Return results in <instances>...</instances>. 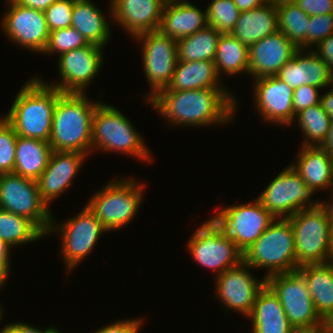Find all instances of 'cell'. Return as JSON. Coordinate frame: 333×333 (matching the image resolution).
Here are the masks:
<instances>
[{
	"label": "cell",
	"mask_w": 333,
	"mask_h": 333,
	"mask_svg": "<svg viewBox=\"0 0 333 333\" xmlns=\"http://www.w3.org/2000/svg\"><path fill=\"white\" fill-rule=\"evenodd\" d=\"M227 88L160 91L149 101L166 125L189 127L225 126L235 118L237 98Z\"/></svg>",
	"instance_id": "6da1fadb"
},
{
	"label": "cell",
	"mask_w": 333,
	"mask_h": 333,
	"mask_svg": "<svg viewBox=\"0 0 333 333\" xmlns=\"http://www.w3.org/2000/svg\"><path fill=\"white\" fill-rule=\"evenodd\" d=\"M62 93L37 76L26 81L3 117L17 136L49 142L53 112Z\"/></svg>",
	"instance_id": "7a4b0ae2"
},
{
	"label": "cell",
	"mask_w": 333,
	"mask_h": 333,
	"mask_svg": "<svg viewBox=\"0 0 333 333\" xmlns=\"http://www.w3.org/2000/svg\"><path fill=\"white\" fill-rule=\"evenodd\" d=\"M99 102L86 93H62L53 112L51 149L92 154V117Z\"/></svg>",
	"instance_id": "3957f363"
},
{
	"label": "cell",
	"mask_w": 333,
	"mask_h": 333,
	"mask_svg": "<svg viewBox=\"0 0 333 333\" xmlns=\"http://www.w3.org/2000/svg\"><path fill=\"white\" fill-rule=\"evenodd\" d=\"M139 134L124 113L100 100L92 117L93 152H117L152 164L150 148Z\"/></svg>",
	"instance_id": "277c9868"
},
{
	"label": "cell",
	"mask_w": 333,
	"mask_h": 333,
	"mask_svg": "<svg viewBox=\"0 0 333 333\" xmlns=\"http://www.w3.org/2000/svg\"><path fill=\"white\" fill-rule=\"evenodd\" d=\"M145 187L146 183L132 177L112 178L100 191H95L96 194H92L85 204L108 232L116 231L130 225L138 215Z\"/></svg>",
	"instance_id": "5b68a950"
},
{
	"label": "cell",
	"mask_w": 333,
	"mask_h": 333,
	"mask_svg": "<svg viewBox=\"0 0 333 333\" xmlns=\"http://www.w3.org/2000/svg\"><path fill=\"white\" fill-rule=\"evenodd\" d=\"M332 214L333 206L328 200L287 218L293 227L296 263L299 266L329 262Z\"/></svg>",
	"instance_id": "8992f818"
},
{
	"label": "cell",
	"mask_w": 333,
	"mask_h": 333,
	"mask_svg": "<svg viewBox=\"0 0 333 333\" xmlns=\"http://www.w3.org/2000/svg\"><path fill=\"white\" fill-rule=\"evenodd\" d=\"M243 261L252 269L266 268L263 276L296 271L293 227L287 218L275 219L254 244L243 253Z\"/></svg>",
	"instance_id": "52a82bcc"
},
{
	"label": "cell",
	"mask_w": 333,
	"mask_h": 333,
	"mask_svg": "<svg viewBox=\"0 0 333 333\" xmlns=\"http://www.w3.org/2000/svg\"><path fill=\"white\" fill-rule=\"evenodd\" d=\"M52 215L51 226L47 235L59 234L60 257L65 264L67 274L78 267L85 257L90 255L102 233L108 232L95 214L84 205L75 216L57 223Z\"/></svg>",
	"instance_id": "ba28073f"
},
{
	"label": "cell",
	"mask_w": 333,
	"mask_h": 333,
	"mask_svg": "<svg viewBox=\"0 0 333 333\" xmlns=\"http://www.w3.org/2000/svg\"><path fill=\"white\" fill-rule=\"evenodd\" d=\"M186 246L193 260L215 271V276L243 260V254L212 217L197 227Z\"/></svg>",
	"instance_id": "9c48e42d"
},
{
	"label": "cell",
	"mask_w": 333,
	"mask_h": 333,
	"mask_svg": "<svg viewBox=\"0 0 333 333\" xmlns=\"http://www.w3.org/2000/svg\"><path fill=\"white\" fill-rule=\"evenodd\" d=\"M315 193L294 168L288 165L264 187L257 199L275 219H283L304 208L318 207L324 203L320 199H312Z\"/></svg>",
	"instance_id": "30bf717a"
},
{
	"label": "cell",
	"mask_w": 333,
	"mask_h": 333,
	"mask_svg": "<svg viewBox=\"0 0 333 333\" xmlns=\"http://www.w3.org/2000/svg\"><path fill=\"white\" fill-rule=\"evenodd\" d=\"M0 209L27 218L47 237L53 214L42 201L35 180L14 173L0 174Z\"/></svg>",
	"instance_id": "8fae6325"
},
{
	"label": "cell",
	"mask_w": 333,
	"mask_h": 333,
	"mask_svg": "<svg viewBox=\"0 0 333 333\" xmlns=\"http://www.w3.org/2000/svg\"><path fill=\"white\" fill-rule=\"evenodd\" d=\"M212 218L222 227L242 254L275 220L258 199L245 204L219 208Z\"/></svg>",
	"instance_id": "7c38bea8"
},
{
	"label": "cell",
	"mask_w": 333,
	"mask_h": 333,
	"mask_svg": "<svg viewBox=\"0 0 333 333\" xmlns=\"http://www.w3.org/2000/svg\"><path fill=\"white\" fill-rule=\"evenodd\" d=\"M266 284L278 296L293 328H308L324 322L316 312L307 282L298 270L269 276Z\"/></svg>",
	"instance_id": "4fadbf2b"
},
{
	"label": "cell",
	"mask_w": 333,
	"mask_h": 333,
	"mask_svg": "<svg viewBox=\"0 0 333 333\" xmlns=\"http://www.w3.org/2000/svg\"><path fill=\"white\" fill-rule=\"evenodd\" d=\"M142 44L143 71L150 88L144 96L147 102L167 88L178 62L177 40L163 35L159 30L142 33L134 38Z\"/></svg>",
	"instance_id": "5bb4252c"
},
{
	"label": "cell",
	"mask_w": 333,
	"mask_h": 333,
	"mask_svg": "<svg viewBox=\"0 0 333 333\" xmlns=\"http://www.w3.org/2000/svg\"><path fill=\"white\" fill-rule=\"evenodd\" d=\"M104 48L89 44L58 56L57 68L61 80L56 83L46 81L61 93H87L89 84L98 75L104 60Z\"/></svg>",
	"instance_id": "9a60e30c"
},
{
	"label": "cell",
	"mask_w": 333,
	"mask_h": 333,
	"mask_svg": "<svg viewBox=\"0 0 333 333\" xmlns=\"http://www.w3.org/2000/svg\"><path fill=\"white\" fill-rule=\"evenodd\" d=\"M6 3L8 7L0 22L3 33L14 45L37 54L43 53L50 34L44 12L13 0H6Z\"/></svg>",
	"instance_id": "2e32d148"
},
{
	"label": "cell",
	"mask_w": 333,
	"mask_h": 333,
	"mask_svg": "<svg viewBox=\"0 0 333 333\" xmlns=\"http://www.w3.org/2000/svg\"><path fill=\"white\" fill-rule=\"evenodd\" d=\"M248 269H252L243 260L215 277V297L221 307L248 317L253 309L258 292L265 286L266 279L255 278Z\"/></svg>",
	"instance_id": "e0dca14e"
},
{
	"label": "cell",
	"mask_w": 333,
	"mask_h": 333,
	"mask_svg": "<svg viewBox=\"0 0 333 333\" xmlns=\"http://www.w3.org/2000/svg\"><path fill=\"white\" fill-rule=\"evenodd\" d=\"M254 107L257 113L267 123L291 126L295 119L293 109V93L285 82L277 76L254 79Z\"/></svg>",
	"instance_id": "ac0fdd59"
},
{
	"label": "cell",
	"mask_w": 333,
	"mask_h": 333,
	"mask_svg": "<svg viewBox=\"0 0 333 333\" xmlns=\"http://www.w3.org/2000/svg\"><path fill=\"white\" fill-rule=\"evenodd\" d=\"M166 0H109L110 19L122 27L132 40L147 32L158 31Z\"/></svg>",
	"instance_id": "d6986e66"
},
{
	"label": "cell",
	"mask_w": 333,
	"mask_h": 333,
	"mask_svg": "<svg viewBox=\"0 0 333 333\" xmlns=\"http://www.w3.org/2000/svg\"><path fill=\"white\" fill-rule=\"evenodd\" d=\"M87 156L80 152L52 150L47 167L36 180L40 197L48 208L57 197L59 198L72 186Z\"/></svg>",
	"instance_id": "ffe728a7"
},
{
	"label": "cell",
	"mask_w": 333,
	"mask_h": 333,
	"mask_svg": "<svg viewBox=\"0 0 333 333\" xmlns=\"http://www.w3.org/2000/svg\"><path fill=\"white\" fill-rule=\"evenodd\" d=\"M299 48L281 31L248 47L249 75L252 79L276 76Z\"/></svg>",
	"instance_id": "44dd1931"
},
{
	"label": "cell",
	"mask_w": 333,
	"mask_h": 333,
	"mask_svg": "<svg viewBox=\"0 0 333 333\" xmlns=\"http://www.w3.org/2000/svg\"><path fill=\"white\" fill-rule=\"evenodd\" d=\"M276 76L293 90L302 85L322 89L331 86L333 73L313 49L299 48Z\"/></svg>",
	"instance_id": "7402d4cb"
},
{
	"label": "cell",
	"mask_w": 333,
	"mask_h": 333,
	"mask_svg": "<svg viewBox=\"0 0 333 333\" xmlns=\"http://www.w3.org/2000/svg\"><path fill=\"white\" fill-rule=\"evenodd\" d=\"M296 162L290 165L308 187L317 191H331L333 197V157L321 146H300Z\"/></svg>",
	"instance_id": "603a6c76"
},
{
	"label": "cell",
	"mask_w": 333,
	"mask_h": 333,
	"mask_svg": "<svg viewBox=\"0 0 333 333\" xmlns=\"http://www.w3.org/2000/svg\"><path fill=\"white\" fill-rule=\"evenodd\" d=\"M207 25L206 11L191 2L165 1L159 31L175 40L193 35Z\"/></svg>",
	"instance_id": "cb8c5ba5"
},
{
	"label": "cell",
	"mask_w": 333,
	"mask_h": 333,
	"mask_svg": "<svg viewBox=\"0 0 333 333\" xmlns=\"http://www.w3.org/2000/svg\"><path fill=\"white\" fill-rule=\"evenodd\" d=\"M246 319L251 320L252 333H292L293 330L278 296L267 284L258 292Z\"/></svg>",
	"instance_id": "d4e9b609"
},
{
	"label": "cell",
	"mask_w": 333,
	"mask_h": 333,
	"mask_svg": "<svg viewBox=\"0 0 333 333\" xmlns=\"http://www.w3.org/2000/svg\"><path fill=\"white\" fill-rule=\"evenodd\" d=\"M222 80L217 74L214 61H178L170 83L161 91L227 88Z\"/></svg>",
	"instance_id": "484cf974"
},
{
	"label": "cell",
	"mask_w": 333,
	"mask_h": 333,
	"mask_svg": "<svg viewBox=\"0 0 333 333\" xmlns=\"http://www.w3.org/2000/svg\"><path fill=\"white\" fill-rule=\"evenodd\" d=\"M297 270L307 282L316 312L330 323L333 320V264H305Z\"/></svg>",
	"instance_id": "4316f807"
},
{
	"label": "cell",
	"mask_w": 333,
	"mask_h": 333,
	"mask_svg": "<svg viewBox=\"0 0 333 333\" xmlns=\"http://www.w3.org/2000/svg\"><path fill=\"white\" fill-rule=\"evenodd\" d=\"M276 31L277 9L266 1L259 7L241 12L231 34L249 47Z\"/></svg>",
	"instance_id": "83f0119b"
},
{
	"label": "cell",
	"mask_w": 333,
	"mask_h": 333,
	"mask_svg": "<svg viewBox=\"0 0 333 333\" xmlns=\"http://www.w3.org/2000/svg\"><path fill=\"white\" fill-rule=\"evenodd\" d=\"M102 11L92 0H75L71 27L82 34L89 44L105 48L111 40L112 30H109L111 20L108 21V16Z\"/></svg>",
	"instance_id": "f1b7e54d"
},
{
	"label": "cell",
	"mask_w": 333,
	"mask_h": 333,
	"mask_svg": "<svg viewBox=\"0 0 333 333\" xmlns=\"http://www.w3.org/2000/svg\"><path fill=\"white\" fill-rule=\"evenodd\" d=\"M51 152L47 141L18 136L13 173L36 181L47 167Z\"/></svg>",
	"instance_id": "f546056e"
},
{
	"label": "cell",
	"mask_w": 333,
	"mask_h": 333,
	"mask_svg": "<svg viewBox=\"0 0 333 333\" xmlns=\"http://www.w3.org/2000/svg\"><path fill=\"white\" fill-rule=\"evenodd\" d=\"M214 63L218 76L244 73L249 75L248 46L231 33L221 34L217 43Z\"/></svg>",
	"instance_id": "4dcf8cb0"
},
{
	"label": "cell",
	"mask_w": 333,
	"mask_h": 333,
	"mask_svg": "<svg viewBox=\"0 0 333 333\" xmlns=\"http://www.w3.org/2000/svg\"><path fill=\"white\" fill-rule=\"evenodd\" d=\"M221 33L206 25L193 35L177 40L178 61H214Z\"/></svg>",
	"instance_id": "1f68e13d"
},
{
	"label": "cell",
	"mask_w": 333,
	"mask_h": 333,
	"mask_svg": "<svg viewBox=\"0 0 333 333\" xmlns=\"http://www.w3.org/2000/svg\"><path fill=\"white\" fill-rule=\"evenodd\" d=\"M46 235L30 220L0 209V239L11 249L33 243Z\"/></svg>",
	"instance_id": "d6a6232c"
},
{
	"label": "cell",
	"mask_w": 333,
	"mask_h": 333,
	"mask_svg": "<svg viewBox=\"0 0 333 333\" xmlns=\"http://www.w3.org/2000/svg\"><path fill=\"white\" fill-rule=\"evenodd\" d=\"M331 120L322 103L298 112L294 122L298 124L304 138L300 146H320L326 139Z\"/></svg>",
	"instance_id": "836d02e7"
},
{
	"label": "cell",
	"mask_w": 333,
	"mask_h": 333,
	"mask_svg": "<svg viewBox=\"0 0 333 333\" xmlns=\"http://www.w3.org/2000/svg\"><path fill=\"white\" fill-rule=\"evenodd\" d=\"M278 31H281L298 48L307 49L309 15L295 3L276 6Z\"/></svg>",
	"instance_id": "e575fe53"
},
{
	"label": "cell",
	"mask_w": 333,
	"mask_h": 333,
	"mask_svg": "<svg viewBox=\"0 0 333 333\" xmlns=\"http://www.w3.org/2000/svg\"><path fill=\"white\" fill-rule=\"evenodd\" d=\"M205 11L207 25L221 34L233 31L241 13L234 0H210Z\"/></svg>",
	"instance_id": "d590c367"
},
{
	"label": "cell",
	"mask_w": 333,
	"mask_h": 333,
	"mask_svg": "<svg viewBox=\"0 0 333 333\" xmlns=\"http://www.w3.org/2000/svg\"><path fill=\"white\" fill-rule=\"evenodd\" d=\"M89 45L84 36L73 27L51 31L47 46L42 54L51 55L62 53Z\"/></svg>",
	"instance_id": "8d00e7d4"
},
{
	"label": "cell",
	"mask_w": 333,
	"mask_h": 333,
	"mask_svg": "<svg viewBox=\"0 0 333 333\" xmlns=\"http://www.w3.org/2000/svg\"><path fill=\"white\" fill-rule=\"evenodd\" d=\"M17 134L14 128L0 118V174L13 173Z\"/></svg>",
	"instance_id": "74e56055"
},
{
	"label": "cell",
	"mask_w": 333,
	"mask_h": 333,
	"mask_svg": "<svg viewBox=\"0 0 333 333\" xmlns=\"http://www.w3.org/2000/svg\"><path fill=\"white\" fill-rule=\"evenodd\" d=\"M74 1L57 0L44 11L50 32L56 29L71 27Z\"/></svg>",
	"instance_id": "f35d334b"
},
{
	"label": "cell",
	"mask_w": 333,
	"mask_h": 333,
	"mask_svg": "<svg viewBox=\"0 0 333 333\" xmlns=\"http://www.w3.org/2000/svg\"><path fill=\"white\" fill-rule=\"evenodd\" d=\"M308 25L307 49H313V47H316L322 40L333 34V13L311 15Z\"/></svg>",
	"instance_id": "ab89813d"
},
{
	"label": "cell",
	"mask_w": 333,
	"mask_h": 333,
	"mask_svg": "<svg viewBox=\"0 0 333 333\" xmlns=\"http://www.w3.org/2000/svg\"><path fill=\"white\" fill-rule=\"evenodd\" d=\"M321 88L311 85H302L294 89L293 109L296 115L301 110L321 103Z\"/></svg>",
	"instance_id": "60d3db41"
},
{
	"label": "cell",
	"mask_w": 333,
	"mask_h": 333,
	"mask_svg": "<svg viewBox=\"0 0 333 333\" xmlns=\"http://www.w3.org/2000/svg\"><path fill=\"white\" fill-rule=\"evenodd\" d=\"M143 319L141 317L126 319V320H117L112 321L107 325L98 328L96 331L92 333H140V329L143 325Z\"/></svg>",
	"instance_id": "b9f144b4"
},
{
	"label": "cell",
	"mask_w": 333,
	"mask_h": 333,
	"mask_svg": "<svg viewBox=\"0 0 333 333\" xmlns=\"http://www.w3.org/2000/svg\"><path fill=\"white\" fill-rule=\"evenodd\" d=\"M295 4L309 16L333 13V0H297Z\"/></svg>",
	"instance_id": "7bdbcfd3"
},
{
	"label": "cell",
	"mask_w": 333,
	"mask_h": 333,
	"mask_svg": "<svg viewBox=\"0 0 333 333\" xmlns=\"http://www.w3.org/2000/svg\"><path fill=\"white\" fill-rule=\"evenodd\" d=\"M58 328L52 326L46 329L34 327L31 324L24 322L7 323L0 329V333H56Z\"/></svg>",
	"instance_id": "ee69618b"
},
{
	"label": "cell",
	"mask_w": 333,
	"mask_h": 333,
	"mask_svg": "<svg viewBox=\"0 0 333 333\" xmlns=\"http://www.w3.org/2000/svg\"><path fill=\"white\" fill-rule=\"evenodd\" d=\"M313 50L329 66L330 71L333 73V34L322 40Z\"/></svg>",
	"instance_id": "f6af8a7d"
},
{
	"label": "cell",
	"mask_w": 333,
	"mask_h": 333,
	"mask_svg": "<svg viewBox=\"0 0 333 333\" xmlns=\"http://www.w3.org/2000/svg\"><path fill=\"white\" fill-rule=\"evenodd\" d=\"M13 1L25 7L44 12L53 2L57 0H13Z\"/></svg>",
	"instance_id": "bcb514c9"
},
{
	"label": "cell",
	"mask_w": 333,
	"mask_h": 333,
	"mask_svg": "<svg viewBox=\"0 0 333 333\" xmlns=\"http://www.w3.org/2000/svg\"><path fill=\"white\" fill-rule=\"evenodd\" d=\"M11 256H0V290L5 286L10 275Z\"/></svg>",
	"instance_id": "7dc6e473"
},
{
	"label": "cell",
	"mask_w": 333,
	"mask_h": 333,
	"mask_svg": "<svg viewBox=\"0 0 333 333\" xmlns=\"http://www.w3.org/2000/svg\"><path fill=\"white\" fill-rule=\"evenodd\" d=\"M329 88L331 89L321 95V103L325 112L333 120V85L331 84V87L329 86Z\"/></svg>",
	"instance_id": "c3c4849f"
},
{
	"label": "cell",
	"mask_w": 333,
	"mask_h": 333,
	"mask_svg": "<svg viewBox=\"0 0 333 333\" xmlns=\"http://www.w3.org/2000/svg\"><path fill=\"white\" fill-rule=\"evenodd\" d=\"M331 329L330 323L324 321L322 324L308 328H293L292 333H327Z\"/></svg>",
	"instance_id": "681fc988"
},
{
	"label": "cell",
	"mask_w": 333,
	"mask_h": 333,
	"mask_svg": "<svg viewBox=\"0 0 333 333\" xmlns=\"http://www.w3.org/2000/svg\"><path fill=\"white\" fill-rule=\"evenodd\" d=\"M265 2L266 0H234V3L241 12L252 10Z\"/></svg>",
	"instance_id": "f907efd6"
},
{
	"label": "cell",
	"mask_w": 333,
	"mask_h": 333,
	"mask_svg": "<svg viewBox=\"0 0 333 333\" xmlns=\"http://www.w3.org/2000/svg\"><path fill=\"white\" fill-rule=\"evenodd\" d=\"M320 146L333 157V120L330 122L326 139Z\"/></svg>",
	"instance_id": "816d5d0a"
},
{
	"label": "cell",
	"mask_w": 333,
	"mask_h": 333,
	"mask_svg": "<svg viewBox=\"0 0 333 333\" xmlns=\"http://www.w3.org/2000/svg\"><path fill=\"white\" fill-rule=\"evenodd\" d=\"M12 249L0 239V256H11Z\"/></svg>",
	"instance_id": "f5cc1de1"
},
{
	"label": "cell",
	"mask_w": 333,
	"mask_h": 333,
	"mask_svg": "<svg viewBox=\"0 0 333 333\" xmlns=\"http://www.w3.org/2000/svg\"><path fill=\"white\" fill-rule=\"evenodd\" d=\"M267 2L273 4L274 6L296 3L297 0H266Z\"/></svg>",
	"instance_id": "db71d44e"
},
{
	"label": "cell",
	"mask_w": 333,
	"mask_h": 333,
	"mask_svg": "<svg viewBox=\"0 0 333 333\" xmlns=\"http://www.w3.org/2000/svg\"><path fill=\"white\" fill-rule=\"evenodd\" d=\"M329 262L333 264V214H332V219H331V244H330Z\"/></svg>",
	"instance_id": "11a10c76"
},
{
	"label": "cell",
	"mask_w": 333,
	"mask_h": 333,
	"mask_svg": "<svg viewBox=\"0 0 333 333\" xmlns=\"http://www.w3.org/2000/svg\"><path fill=\"white\" fill-rule=\"evenodd\" d=\"M3 306L1 305V302H0V322L3 320L2 318H3V308H2Z\"/></svg>",
	"instance_id": "9f6ffc18"
},
{
	"label": "cell",
	"mask_w": 333,
	"mask_h": 333,
	"mask_svg": "<svg viewBox=\"0 0 333 333\" xmlns=\"http://www.w3.org/2000/svg\"><path fill=\"white\" fill-rule=\"evenodd\" d=\"M176 2H187V0H176Z\"/></svg>",
	"instance_id": "6f0895ef"
},
{
	"label": "cell",
	"mask_w": 333,
	"mask_h": 333,
	"mask_svg": "<svg viewBox=\"0 0 333 333\" xmlns=\"http://www.w3.org/2000/svg\"><path fill=\"white\" fill-rule=\"evenodd\" d=\"M331 329L333 330V320L330 322Z\"/></svg>",
	"instance_id": "680465c9"
},
{
	"label": "cell",
	"mask_w": 333,
	"mask_h": 333,
	"mask_svg": "<svg viewBox=\"0 0 333 333\" xmlns=\"http://www.w3.org/2000/svg\"><path fill=\"white\" fill-rule=\"evenodd\" d=\"M329 201H330V203H331L332 206H333V197H332Z\"/></svg>",
	"instance_id": "91938a15"
},
{
	"label": "cell",
	"mask_w": 333,
	"mask_h": 333,
	"mask_svg": "<svg viewBox=\"0 0 333 333\" xmlns=\"http://www.w3.org/2000/svg\"><path fill=\"white\" fill-rule=\"evenodd\" d=\"M327 333H333V330L332 329H330Z\"/></svg>",
	"instance_id": "94428289"
}]
</instances>
